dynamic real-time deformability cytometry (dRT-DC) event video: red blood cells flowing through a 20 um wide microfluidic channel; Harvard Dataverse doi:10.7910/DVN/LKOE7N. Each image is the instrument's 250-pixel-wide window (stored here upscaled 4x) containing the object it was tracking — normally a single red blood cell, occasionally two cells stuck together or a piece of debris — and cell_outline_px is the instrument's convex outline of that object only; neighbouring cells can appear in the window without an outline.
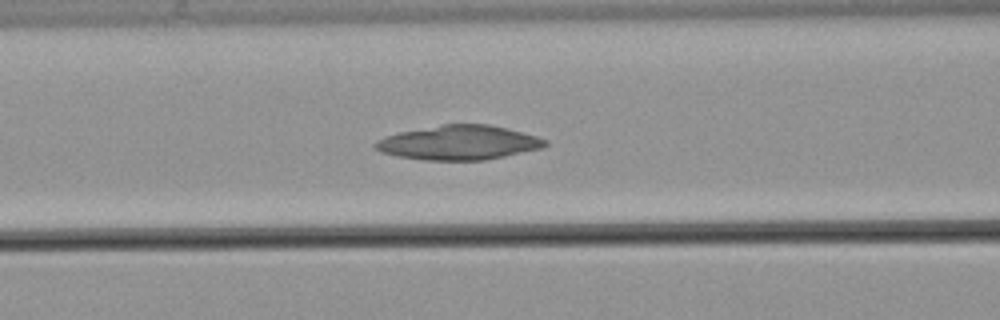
{"species": "common noctule bat (a hibernating species)", "species_latin": "Nyctalus noctula", "temperature_condition": "warm", "stored_images_in_passage": 35, "camera_frame_rate_fps": 3000, "um_per_image_px": 0.085, "animal": {"sex": "male", "body_mass_g": 21.5, "forearm_length_mm": 52.0}, "frame": {"image": 1, "passage_image": 7, "time_ms": 2.0, "image_size_px": [1000, 320], "cell_outline_px": [[548, 144], [544, 148], [484, 160], [424, 160], [396, 156], [380, 152], [372, 148], [372, 144], [376, 140], [400, 132], [440, 124], [488, 124], [536, 136], [548, 140]], "centroid_in_image_um": [38.97, 12.13], "position_along_channel_um": 127.6, "area_um2": 34.04}}
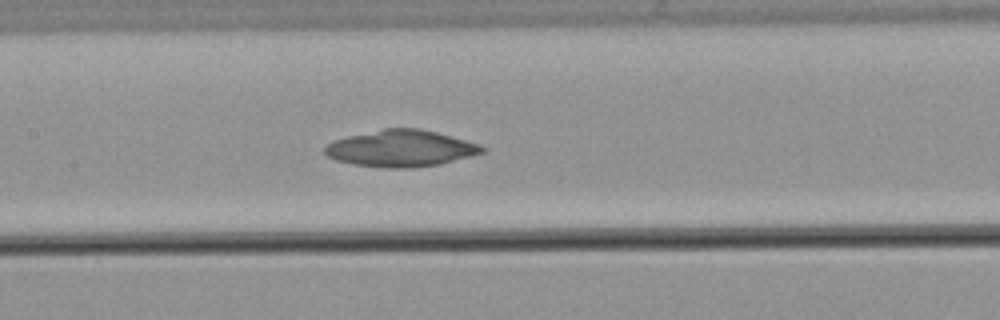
{"frame": {"image": 2, "passage_image": 11, "time_ms": 3.333, "image_size_px": [1000, 320], "cell_outline_px": [[484, 152], [440, 164], [412, 168], [384, 168], [352, 164], [336, 160], [328, 156], [324, 152], [324, 148], [332, 140], [348, 136], [384, 128], [420, 128], [436, 132], [480, 144], [484, 148]], "centroid_in_image_um": [34.05, 12.62], "position_along_channel_um": 173.4, "area_um2": 33.47}}
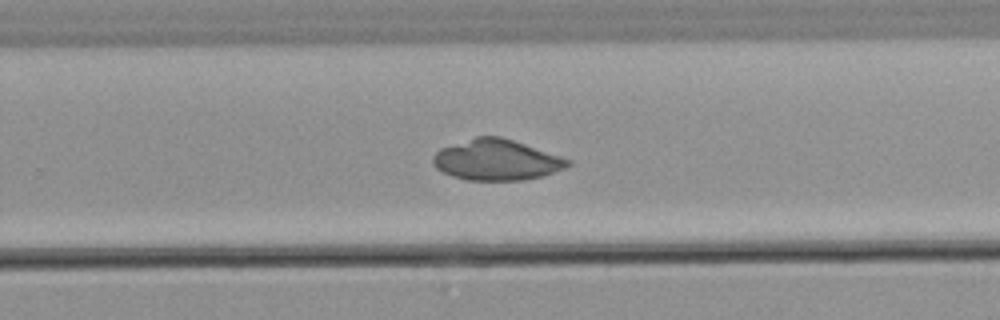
{"frame": {"image": 3, "passage_image": 21, "time_ms": 6.667, "image_size_px": [1000, 320], "cell_outline_px": [[572, 164], [564, 168], [540, 176], [524, 180], [468, 180], [452, 176], [436, 168], [432, 164], [432, 156], [440, 148], [476, 136], [500, 136], [572, 160]], "centroid_in_image_um": [42.17, 13.59], "position_along_channel_um": 287.6, "area_um2": 31.79}}